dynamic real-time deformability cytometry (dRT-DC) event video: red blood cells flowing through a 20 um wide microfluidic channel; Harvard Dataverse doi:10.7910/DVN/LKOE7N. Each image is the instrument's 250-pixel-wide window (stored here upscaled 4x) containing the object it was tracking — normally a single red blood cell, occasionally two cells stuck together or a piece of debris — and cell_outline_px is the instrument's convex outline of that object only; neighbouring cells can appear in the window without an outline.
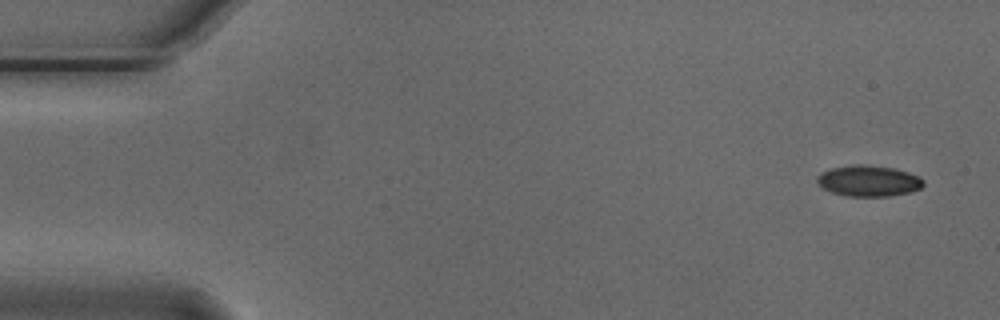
{"species": "Egyptian fruit bat (a non-hibernating species)", "species_latin": "Rousettus aegyptiacus", "temperature_condition": "cold", "stored_images_in_passage": 53, "camera_frame_rate_fps": 3000, "um_per_image_px": 0.085, "animal": {"sex": "male"}, "frame": {"image": 1, "passage_image": 1, "time_ms": 0.0, "image_size_px": [1000, 320], "cell_outline_px": [[924, 184], [920, 188], [912, 192], [888, 196], [848, 196], [832, 192], [824, 188], [816, 180], [816, 176], [820, 172], [832, 168], [852, 164], [864, 164], [892, 168], [908, 172], [920, 176], [924, 180]], "centroid_in_image_um": [73.84, 15.37], "position_along_channel_um": 11.2, "area_um2": 19.25}}
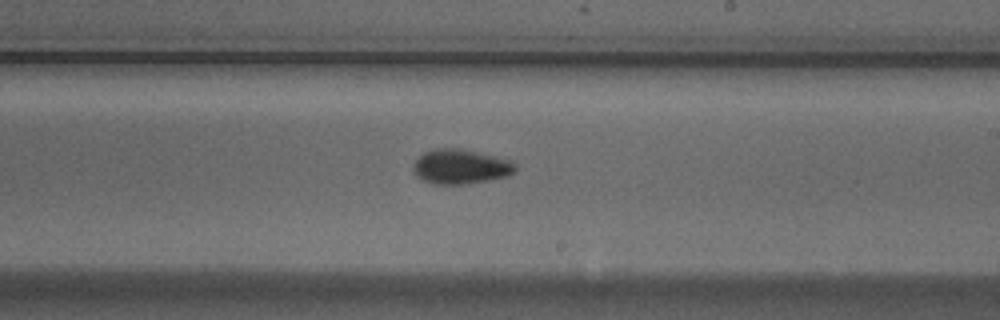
{"frame": {"image": 2, "passage_image": 30, "time_ms": 9.667, "image_size_px": [1000, 320], "cell_outline_px": [[516, 168], [508, 176], [488, 180], [464, 184], [432, 184], [416, 176], [412, 172], [412, 164], [424, 152], [432, 148], [460, 148], [508, 160], [516, 164]], "centroid_in_image_um": [39.08, 14.16], "position_along_channel_um": 249.9, "area_um2": 20.52}}
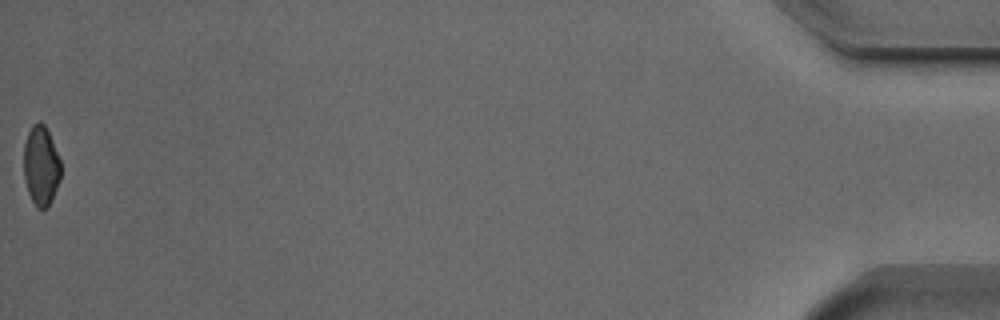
{"frame": {"image": 3, "passage_image": 53, "time_ms": 17.333, "image_size_px": [1000, 320], "cell_outline_px": [[60, 180], [52, 200], [48, 208], [36, 208], [28, 192], [24, 180], [24, 144], [28, 132], [32, 124], [40, 120], [44, 124], [52, 140], [60, 160]], "centroid_in_image_um": [3.48, 14.09], "position_along_channel_um": 431.7, "area_um2": 17.28}, "authors_computed_cell_mechanics": {"area_um2": 19.2474, "velocity_mm_per_s": 3.7405, "shape_relaxation_time_tau1_ms": 5.378, "shape_relaxation_time_tau2_ms": 3.3982, "deformation_change_tau1": 0.0942, "deformation_change_tau2": 0.0759}}